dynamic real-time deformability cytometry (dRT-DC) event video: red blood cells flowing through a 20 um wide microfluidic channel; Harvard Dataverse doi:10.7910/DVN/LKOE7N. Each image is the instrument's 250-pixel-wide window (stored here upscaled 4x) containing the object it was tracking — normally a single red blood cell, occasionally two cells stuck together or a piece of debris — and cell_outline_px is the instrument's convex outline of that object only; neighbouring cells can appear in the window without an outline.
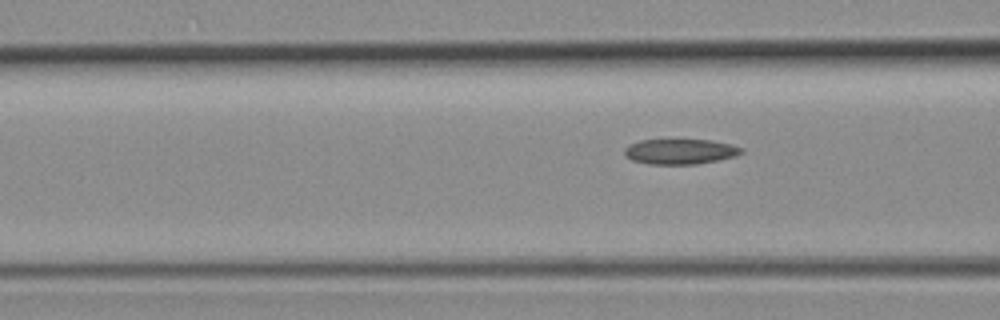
{"species": "common noctule bat (a hibernating species)", "species_latin": "Nyctalus noctula", "temperature_condition": "room temperature", "stored_images_in_passage": 3, "camera_frame_rate_fps": 3000, "um_per_image_px": 0.085, "animal": {"sex": "female", "body_mass_g": 19.3, "forearm_length_mm": 54.1}, "frame": {"image": 1, "passage_image": 3, "time_ms": 2.333, "image_size_px": [1000, 320], "cell_outline_px": [[744, 152], [736, 156], [696, 164], [648, 164], [632, 160], [624, 156], [624, 148], [640, 140], [712, 140], [732, 144], [744, 148]], "centroid_in_image_um": [57.83, 12.88], "position_along_channel_um": 108.8, "area_um2": 17.22}}